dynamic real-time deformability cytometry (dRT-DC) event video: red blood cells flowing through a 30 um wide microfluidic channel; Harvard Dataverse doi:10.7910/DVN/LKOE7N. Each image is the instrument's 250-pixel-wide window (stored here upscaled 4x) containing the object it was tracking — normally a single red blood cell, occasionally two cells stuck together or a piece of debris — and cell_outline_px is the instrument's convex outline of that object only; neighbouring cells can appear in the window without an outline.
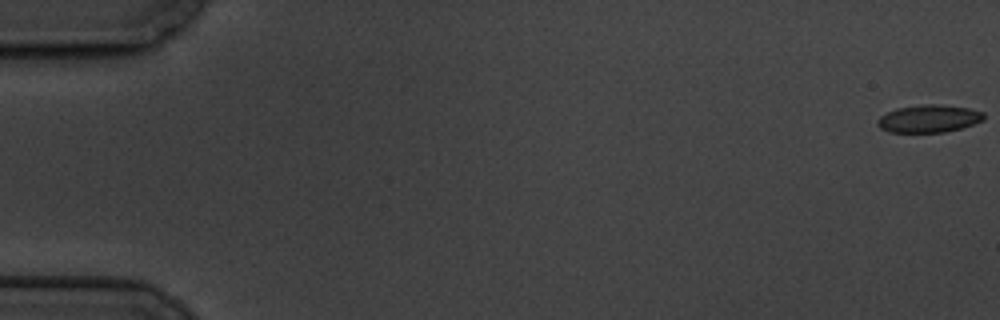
{"species": "common noctule bat (a hibernating species)", "species_latin": "Nyctalus noctula", "temperature_condition": "cold", "stored_images_in_passage": 12, "camera_frame_rate_fps": 3000, "um_per_image_px": 0.085, "animal": {"sex": "male", "body_mass_g": 19.5, "forearm_length_mm": 54.6}, "frame": {"image": 1, "passage_image": 1, "time_ms": 0.0, "image_size_px": [1000, 320], "cell_outline_px": [[984, 120], [960, 128], [944, 132], [888, 132], [880, 128], [876, 124], [876, 120], [880, 116], [896, 108], [920, 104], [936, 104], [968, 108], [984, 112]], "centroid_in_image_um": [78.91, 10.08], "position_along_channel_um": 6.1, "area_um2": 17.11}}
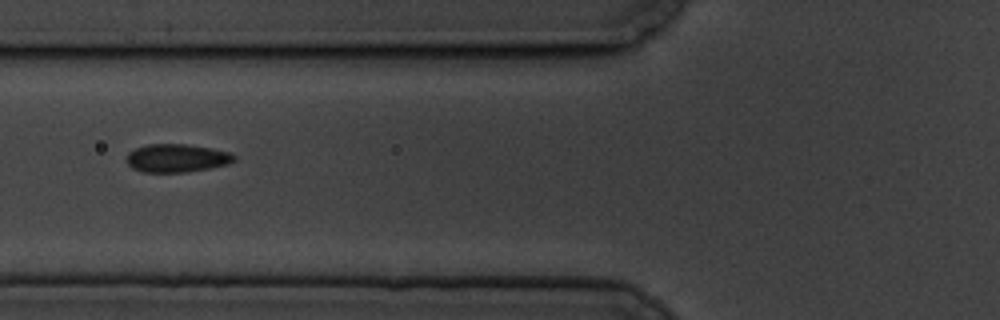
{"frame": {"image": 2, "passage_image": 7, "time_ms": 7.667, "image_size_px": [1000, 320], "cell_outline_px": [[236, 160], [228, 164], [188, 172], [144, 172], [132, 168], [128, 164], [124, 156], [128, 152], [136, 148], [148, 144], [184, 144], [212, 148], [228, 152], [236, 156]], "centroid_in_image_um": [15.0, 13.44], "position_along_channel_um": 110.8, "area_um2": 17.74}}
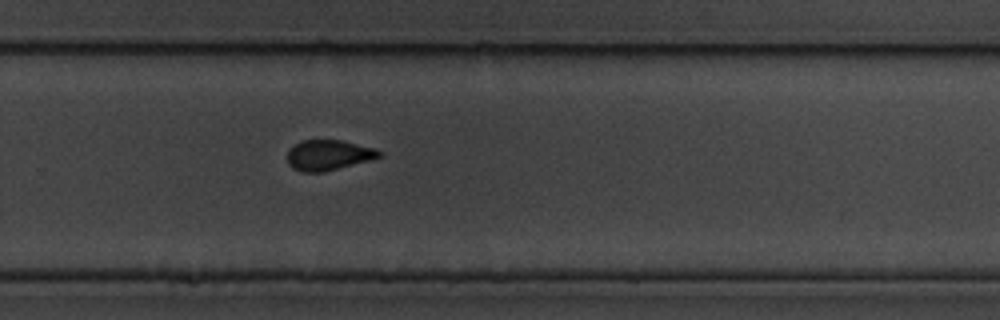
{"frame": {"image": 3, "passage_image": 12, "time_ms": 13.333, "image_size_px": [1000, 320], "cell_outline_px": [[384, 152], [380, 156], [368, 160], [324, 172], [304, 172], [292, 168], [288, 164], [288, 148], [304, 140], [340, 140], [376, 148]], "centroid_in_image_um": [27.91, 13.18], "position_along_channel_um": 301.9, "area_um2": 16.13}}